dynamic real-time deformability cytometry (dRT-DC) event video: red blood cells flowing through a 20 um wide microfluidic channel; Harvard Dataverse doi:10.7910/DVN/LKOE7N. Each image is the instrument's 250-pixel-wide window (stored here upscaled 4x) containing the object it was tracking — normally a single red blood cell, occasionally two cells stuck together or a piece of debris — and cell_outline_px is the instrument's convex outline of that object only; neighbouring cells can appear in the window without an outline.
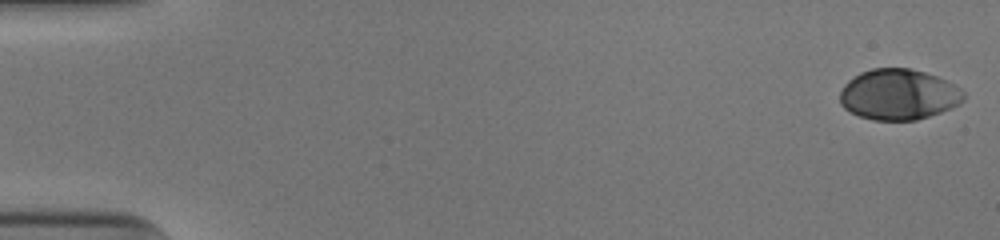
{"species": "human", "species_latin": "Homo sapiens", "temperature_condition": "cold", "stored_images_in_passage": 52, "camera_frame_rate_fps": 3000, "um_per_image_px": 0.085, "donor": {"sex": "male"}, "frame": {"image": 1, "passage_image": 1, "time_ms": 0.0, "image_size_px": [1000, 240], "cell_outline_px": [[964, 100], [952, 108], [916, 120], [872, 120], [860, 116], [844, 108], [840, 104], [840, 92], [844, 84], [848, 80], [860, 72], [872, 68], [908, 68], [924, 72], [936, 76], [960, 88], [964, 92]], "centroid_in_image_um": [76.36, 8.03], "position_along_channel_um": 8.6, "area_um2": 36.47}}
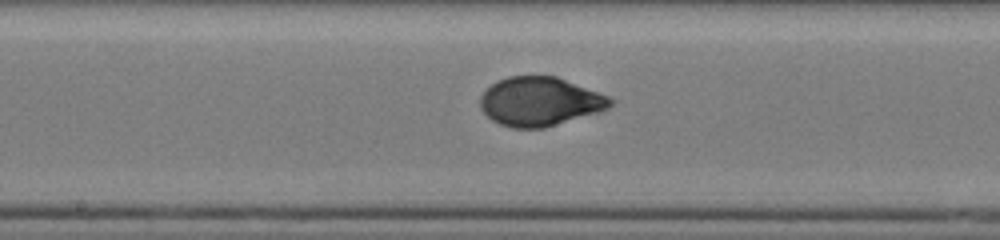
{"frame": {"image": 2, "passage_image": 28, "time_ms": 9.0, "image_size_px": [1000, 240], "cell_outline_px": [[616, 104], [608, 108], [596, 112], [544, 128], [512, 128], [500, 124], [492, 120], [480, 108], [480, 96], [496, 80], [508, 76], [556, 76], [600, 92], [616, 100]], "centroid_in_image_um": [45.9, 8.62], "position_along_channel_um": 202.3, "area_um2": 37.11}}
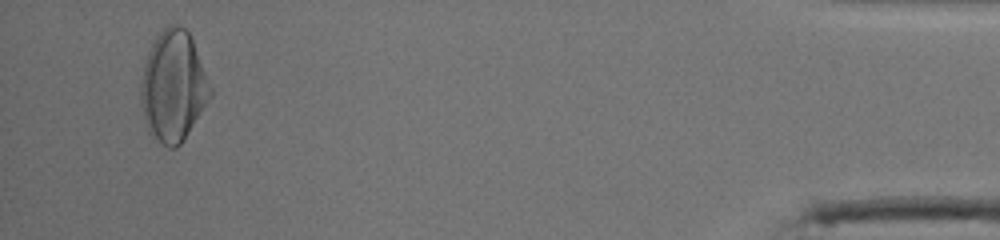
{"frame": {"image": 3, "passage_image": 50, "time_ms": 16.333, "image_size_px": [1000, 240], "cell_outline_px": [[212, 96], [184, 140], [176, 148], [168, 148], [152, 140], [148, 132], [144, 120], [140, 100], [140, 84], [144, 64], [148, 52], [156, 36], [168, 24], [176, 24], [184, 28], [188, 32], [192, 40], [212, 88]], "centroid_in_image_um": [14.71, 7.39], "position_along_channel_um": 420.5, "area_um2": 45.14}, "authors_computed_cell_mechanics": {"area_um2": 37.3966, "velocity_mm_per_s": 3.9406, "shape_relaxation_time_tau1_ms": 3.5903, "shape_relaxation_time_tau2_ms": null, "deformation_change_tau1": 0.1717, "deformation_change_tau2": null}}